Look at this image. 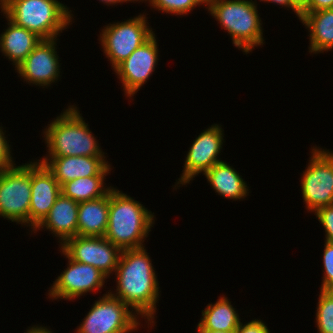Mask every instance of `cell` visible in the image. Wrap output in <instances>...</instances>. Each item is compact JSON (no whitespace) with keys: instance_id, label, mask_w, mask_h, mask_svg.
<instances>
[{"instance_id":"obj_14","label":"cell","mask_w":333,"mask_h":333,"mask_svg":"<svg viewBox=\"0 0 333 333\" xmlns=\"http://www.w3.org/2000/svg\"><path fill=\"white\" fill-rule=\"evenodd\" d=\"M56 38L41 40L26 59L16 67V72L28 83L49 86L60 76Z\"/></svg>"},{"instance_id":"obj_24","label":"cell","mask_w":333,"mask_h":333,"mask_svg":"<svg viewBox=\"0 0 333 333\" xmlns=\"http://www.w3.org/2000/svg\"><path fill=\"white\" fill-rule=\"evenodd\" d=\"M316 324L319 333H333V290H320Z\"/></svg>"},{"instance_id":"obj_2","label":"cell","mask_w":333,"mask_h":333,"mask_svg":"<svg viewBox=\"0 0 333 333\" xmlns=\"http://www.w3.org/2000/svg\"><path fill=\"white\" fill-rule=\"evenodd\" d=\"M154 215L139 201L112 187L109 217L104 237L121 250L143 248L154 224Z\"/></svg>"},{"instance_id":"obj_21","label":"cell","mask_w":333,"mask_h":333,"mask_svg":"<svg viewBox=\"0 0 333 333\" xmlns=\"http://www.w3.org/2000/svg\"><path fill=\"white\" fill-rule=\"evenodd\" d=\"M204 175L210 186L226 199H244L249 193L239 173L224 161L213 165Z\"/></svg>"},{"instance_id":"obj_25","label":"cell","mask_w":333,"mask_h":333,"mask_svg":"<svg viewBox=\"0 0 333 333\" xmlns=\"http://www.w3.org/2000/svg\"><path fill=\"white\" fill-rule=\"evenodd\" d=\"M144 1V0H141ZM149 2V5L153 6L158 11L166 12L174 15H187L192 9L198 5H206L207 0H145Z\"/></svg>"},{"instance_id":"obj_19","label":"cell","mask_w":333,"mask_h":333,"mask_svg":"<svg viewBox=\"0 0 333 333\" xmlns=\"http://www.w3.org/2000/svg\"><path fill=\"white\" fill-rule=\"evenodd\" d=\"M109 217V192L96 200L79 202L77 235L103 237Z\"/></svg>"},{"instance_id":"obj_28","label":"cell","mask_w":333,"mask_h":333,"mask_svg":"<svg viewBox=\"0 0 333 333\" xmlns=\"http://www.w3.org/2000/svg\"><path fill=\"white\" fill-rule=\"evenodd\" d=\"M11 146L6 140L5 133L0 127V170L13 167V159L11 156Z\"/></svg>"},{"instance_id":"obj_32","label":"cell","mask_w":333,"mask_h":333,"mask_svg":"<svg viewBox=\"0 0 333 333\" xmlns=\"http://www.w3.org/2000/svg\"><path fill=\"white\" fill-rule=\"evenodd\" d=\"M30 329H27V332L24 333H52L47 327L42 326H33L29 327Z\"/></svg>"},{"instance_id":"obj_34","label":"cell","mask_w":333,"mask_h":333,"mask_svg":"<svg viewBox=\"0 0 333 333\" xmlns=\"http://www.w3.org/2000/svg\"><path fill=\"white\" fill-rule=\"evenodd\" d=\"M198 333H234V332H224V331H215V330H197Z\"/></svg>"},{"instance_id":"obj_15","label":"cell","mask_w":333,"mask_h":333,"mask_svg":"<svg viewBox=\"0 0 333 333\" xmlns=\"http://www.w3.org/2000/svg\"><path fill=\"white\" fill-rule=\"evenodd\" d=\"M60 194L61 185L46 165L39 160L38 162H31L29 226L33 230L48 215Z\"/></svg>"},{"instance_id":"obj_7","label":"cell","mask_w":333,"mask_h":333,"mask_svg":"<svg viewBox=\"0 0 333 333\" xmlns=\"http://www.w3.org/2000/svg\"><path fill=\"white\" fill-rule=\"evenodd\" d=\"M147 23L146 16L140 14L121 23L108 24L102 29L99 41L113 69L154 35Z\"/></svg>"},{"instance_id":"obj_3","label":"cell","mask_w":333,"mask_h":333,"mask_svg":"<svg viewBox=\"0 0 333 333\" xmlns=\"http://www.w3.org/2000/svg\"><path fill=\"white\" fill-rule=\"evenodd\" d=\"M0 8L12 22L42 40L57 38L73 18L72 11L57 0H5Z\"/></svg>"},{"instance_id":"obj_9","label":"cell","mask_w":333,"mask_h":333,"mask_svg":"<svg viewBox=\"0 0 333 333\" xmlns=\"http://www.w3.org/2000/svg\"><path fill=\"white\" fill-rule=\"evenodd\" d=\"M310 162L303 171L301 191L310 212L333 205V153L313 147Z\"/></svg>"},{"instance_id":"obj_18","label":"cell","mask_w":333,"mask_h":333,"mask_svg":"<svg viewBox=\"0 0 333 333\" xmlns=\"http://www.w3.org/2000/svg\"><path fill=\"white\" fill-rule=\"evenodd\" d=\"M6 18L9 27L0 35V50L16 68L42 39L35 33L16 25L7 16Z\"/></svg>"},{"instance_id":"obj_6","label":"cell","mask_w":333,"mask_h":333,"mask_svg":"<svg viewBox=\"0 0 333 333\" xmlns=\"http://www.w3.org/2000/svg\"><path fill=\"white\" fill-rule=\"evenodd\" d=\"M31 162L0 170V216L29 226Z\"/></svg>"},{"instance_id":"obj_22","label":"cell","mask_w":333,"mask_h":333,"mask_svg":"<svg viewBox=\"0 0 333 333\" xmlns=\"http://www.w3.org/2000/svg\"><path fill=\"white\" fill-rule=\"evenodd\" d=\"M227 298L224 295L213 305L207 304L208 306L202 311V318L196 330L236 331L241 319Z\"/></svg>"},{"instance_id":"obj_30","label":"cell","mask_w":333,"mask_h":333,"mask_svg":"<svg viewBox=\"0 0 333 333\" xmlns=\"http://www.w3.org/2000/svg\"><path fill=\"white\" fill-rule=\"evenodd\" d=\"M331 8H333V0H306V3L301 8V13H311Z\"/></svg>"},{"instance_id":"obj_29","label":"cell","mask_w":333,"mask_h":333,"mask_svg":"<svg viewBox=\"0 0 333 333\" xmlns=\"http://www.w3.org/2000/svg\"><path fill=\"white\" fill-rule=\"evenodd\" d=\"M234 333H270L262 320H251L243 325L241 322Z\"/></svg>"},{"instance_id":"obj_10","label":"cell","mask_w":333,"mask_h":333,"mask_svg":"<svg viewBox=\"0 0 333 333\" xmlns=\"http://www.w3.org/2000/svg\"><path fill=\"white\" fill-rule=\"evenodd\" d=\"M61 250L76 262L92 265L106 276L115 273L122 250L104 236H75L61 245Z\"/></svg>"},{"instance_id":"obj_35","label":"cell","mask_w":333,"mask_h":333,"mask_svg":"<svg viewBox=\"0 0 333 333\" xmlns=\"http://www.w3.org/2000/svg\"><path fill=\"white\" fill-rule=\"evenodd\" d=\"M300 9L304 6L306 3V0H292Z\"/></svg>"},{"instance_id":"obj_20","label":"cell","mask_w":333,"mask_h":333,"mask_svg":"<svg viewBox=\"0 0 333 333\" xmlns=\"http://www.w3.org/2000/svg\"><path fill=\"white\" fill-rule=\"evenodd\" d=\"M300 20L309 30V53H322L333 49V8L300 13Z\"/></svg>"},{"instance_id":"obj_4","label":"cell","mask_w":333,"mask_h":333,"mask_svg":"<svg viewBox=\"0 0 333 333\" xmlns=\"http://www.w3.org/2000/svg\"><path fill=\"white\" fill-rule=\"evenodd\" d=\"M46 157L104 156L76 106H68L45 128ZM97 140V141H96Z\"/></svg>"},{"instance_id":"obj_23","label":"cell","mask_w":333,"mask_h":333,"mask_svg":"<svg viewBox=\"0 0 333 333\" xmlns=\"http://www.w3.org/2000/svg\"><path fill=\"white\" fill-rule=\"evenodd\" d=\"M105 176L81 177L61 185V193L76 202L91 201L105 196L112 187L105 188Z\"/></svg>"},{"instance_id":"obj_16","label":"cell","mask_w":333,"mask_h":333,"mask_svg":"<svg viewBox=\"0 0 333 333\" xmlns=\"http://www.w3.org/2000/svg\"><path fill=\"white\" fill-rule=\"evenodd\" d=\"M60 185L81 177L106 176L111 171L105 156H64L39 160Z\"/></svg>"},{"instance_id":"obj_8","label":"cell","mask_w":333,"mask_h":333,"mask_svg":"<svg viewBox=\"0 0 333 333\" xmlns=\"http://www.w3.org/2000/svg\"><path fill=\"white\" fill-rule=\"evenodd\" d=\"M129 309L124 302L108 292L93 304L78 326L76 333H129L136 331L141 324L139 316Z\"/></svg>"},{"instance_id":"obj_31","label":"cell","mask_w":333,"mask_h":333,"mask_svg":"<svg viewBox=\"0 0 333 333\" xmlns=\"http://www.w3.org/2000/svg\"><path fill=\"white\" fill-rule=\"evenodd\" d=\"M260 1L276 3L278 5H282V7L285 6L287 8H291L296 13V15L300 20L301 9L292 0H260Z\"/></svg>"},{"instance_id":"obj_26","label":"cell","mask_w":333,"mask_h":333,"mask_svg":"<svg viewBox=\"0 0 333 333\" xmlns=\"http://www.w3.org/2000/svg\"><path fill=\"white\" fill-rule=\"evenodd\" d=\"M323 253V280L321 290H333V243L325 241Z\"/></svg>"},{"instance_id":"obj_13","label":"cell","mask_w":333,"mask_h":333,"mask_svg":"<svg viewBox=\"0 0 333 333\" xmlns=\"http://www.w3.org/2000/svg\"><path fill=\"white\" fill-rule=\"evenodd\" d=\"M155 34L138 47L114 72L121 80L124 94L131 98L147 82L158 62V44Z\"/></svg>"},{"instance_id":"obj_27","label":"cell","mask_w":333,"mask_h":333,"mask_svg":"<svg viewBox=\"0 0 333 333\" xmlns=\"http://www.w3.org/2000/svg\"><path fill=\"white\" fill-rule=\"evenodd\" d=\"M325 230V241L333 243V205L319 208L315 213Z\"/></svg>"},{"instance_id":"obj_17","label":"cell","mask_w":333,"mask_h":333,"mask_svg":"<svg viewBox=\"0 0 333 333\" xmlns=\"http://www.w3.org/2000/svg\"><path fill=\"white\" fill-rule=\"evenodd\" d=\"M78 205V202L61 193L48 215L33 231L45 227L59 237L62 245L66 240L77 236Z\"/></svg>"},{"instance_id":"obj_12","label":"cell","mask_w":333,"mask_h":333,"mask_svg":"<svg viewBox=\"0 0 333 333\" xmlns=\"http://www.w3.org/2000/svg\"><path fill=\"white\" fill-rule=\"evenodd\" d=\"M223 136V130L218 124L200 133L186 155L183 173L176 183L177 187L178 184L179 187L180 184H189L199 173L204 174L213 165L222 162L217 156L221 153Z\"/></svg>"},{"instance_id":"obj_11","label":"cell","mask_w":333,"mask_h":333,"mask_svg":"<svg viewBox=\"0 0 333 333\" xmlns=\"http://www.w3.org/2000/svg\"><path fill=\"white\" fill-rule=\"evenodd\" d=\"M68 258V267L57 277L53 286L50 287L49 297L54 299L73 300L87 292H95L102 288L108 278L99 269Z\"/></svg>"},{"instance_id":"obj_33","label":"cell","mask_w":333,"mask_h":333,"mask_svg":"<svg viewBox=\"0 0 333 333\" xmlns=\"http://www.w3.org/2000/svg\"><path fill=\"white\" fill-rule=\"evenodd\" d=\"M99 1H101V2H103L104 4L106 3V4H108V5H115V4H117V3H123V2H137V1H139V2H141V0H99Z\"/></svg>"},{"instance_id":"obj_1","label":"cell","mask_w":333,"mask_h":333,"mask_svg":"<svg viewBox=\"0 0 333 333\" xmlns=\"http://www.w3.org/2000/svg\"><path fill=\"white\" fill-rule=\"evenodd\" d=\"M115 277L116 293H110L135 310L137 315L145 317L148 325L155 324L159 284L146 249L122 250Z\"/></svg>"},{"instance_id":"obj_5","label":"cell","mask_w":333,"mask_h":333,"mask_svg":"<svg viewBox=\"0 0 333 333\" xmlns=\"http://www.w3.org/2000/svg\"><path fill=\"white\" fill-rule=\"evenodd\" d=\"M206 8L227 30L232 43L245 54L263 45V29L257 4L252 0H207Z\"/></svg>"}]
</instances>
